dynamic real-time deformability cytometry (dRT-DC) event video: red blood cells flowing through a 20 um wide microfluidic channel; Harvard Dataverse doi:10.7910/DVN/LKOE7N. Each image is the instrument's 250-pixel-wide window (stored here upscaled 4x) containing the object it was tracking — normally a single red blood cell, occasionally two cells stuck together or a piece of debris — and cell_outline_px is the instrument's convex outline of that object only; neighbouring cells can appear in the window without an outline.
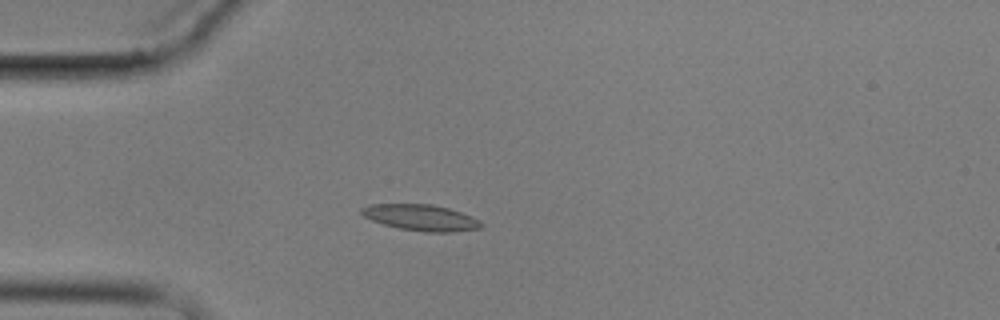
{"species": "common noctule bat (a hibernating species)", "species_latin": "Nyctalus noctula", "temperature_condition": "cold", "stored_images_in_passage": 4, "camera_frame_rate_fps": 3000, "um_per_image_px": 0.085, "animal": {"sex": "male", "body_mass_g": 17.9}, "frame": {"image": 1, "passage_image": 4, "time_ms": 3.333, "image_size_px": [1000, 320], "cell_outline_px": [[484, 224], [480, 228], [452, 232], [424, 232], [400, 228], [384, 224], [372, 220], [364, 216], [360, 212], [360, 208], [372, 204], [432, 204], [448, 208], [472, 216], [480, 220]], "centroid_in_image_um": [35.8, 18.49], "position_along_channel_um": 49.2, "area_um2": 18.15}}